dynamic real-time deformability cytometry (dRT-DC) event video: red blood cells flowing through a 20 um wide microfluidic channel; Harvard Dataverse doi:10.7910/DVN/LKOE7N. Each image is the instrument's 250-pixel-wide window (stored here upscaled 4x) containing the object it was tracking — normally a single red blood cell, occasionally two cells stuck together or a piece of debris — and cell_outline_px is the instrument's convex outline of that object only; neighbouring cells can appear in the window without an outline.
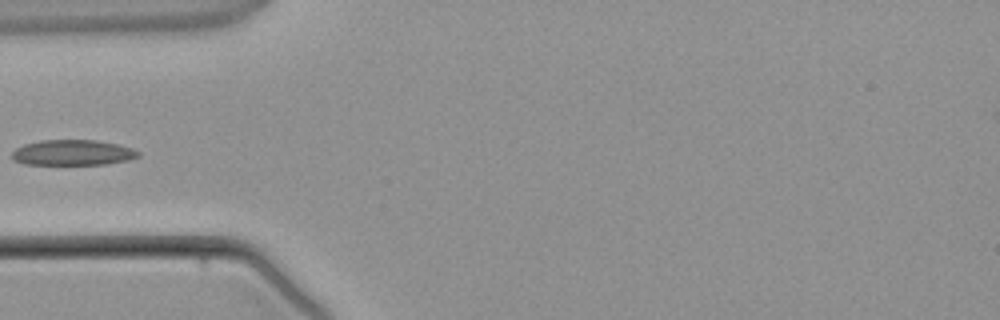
{"species": "common noctule bat (a hibernating species)", "species_latin": "Nyctalus noctula", "temperature_condition": "warm", "stored_images_in_passage": 4, "camera_frame_rate_fps": 3000, "um_per_image_px": 0.085, "animal": {"sex": "male", "body_mass_g": 21.5, "forearm_length_mm": 52.0}, "frame": {"image": 1, "passage_image": 4, "time_ms": 4.0, "image_size_px": [1000, 320], "cell_outline_px": [[140, 156], [128, 160], [104, 164], [24, 164], [12, 160], [12, 152], [16, 148], [24, 144], [40, 140], [96, 140], [120, 144], [132, 148], [140, 152]], "centroid_in_image_um": [6.19, 12.96], "position_along_channel_um": 78.8, "area_um2": 18.84}}